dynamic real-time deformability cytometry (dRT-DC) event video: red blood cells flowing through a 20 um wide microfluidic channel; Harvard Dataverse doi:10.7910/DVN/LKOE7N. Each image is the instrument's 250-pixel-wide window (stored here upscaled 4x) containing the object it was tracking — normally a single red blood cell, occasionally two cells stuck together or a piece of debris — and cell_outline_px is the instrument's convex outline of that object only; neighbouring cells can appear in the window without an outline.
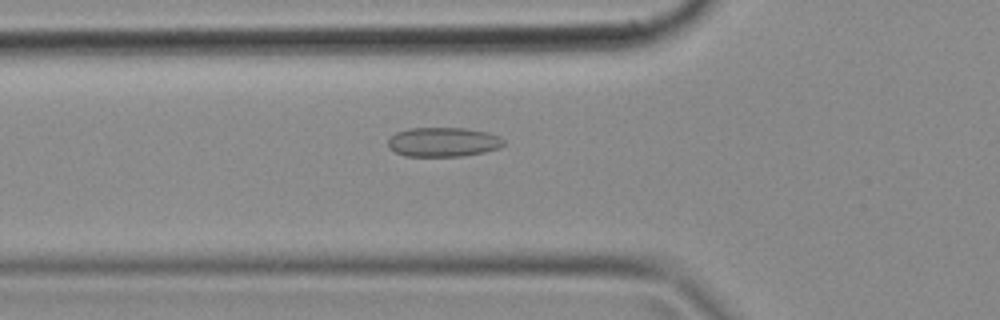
{"species": "common noctule bat (a hibernating species)", "species_latin": "Nyctalus noctula", "temperature_condition": "cold", "stored_images_in_passage": 49, "camera_frame_rate_fps": 3000, "um_per_image_px": 0.085, "animal": {"sex": "female", "body_mass_g": 18.4}, "frame": {"image": 1, "passage_image": 17, "time_ms": 5.333, "image_size_px": [1000, 320], "cell_outline_px": [[504, 144], [500, 148], [484, 152], [460, 156], [404, 156], [388, 148], [388, 140], [396, 132], [408, 128], [468, 128], [488, 132], [500, 136], [504, 140]], "centroid_in_image_um": [37.68, 12.06], "position_along_channel_um": 88.1, "area_um2": 19.94}}
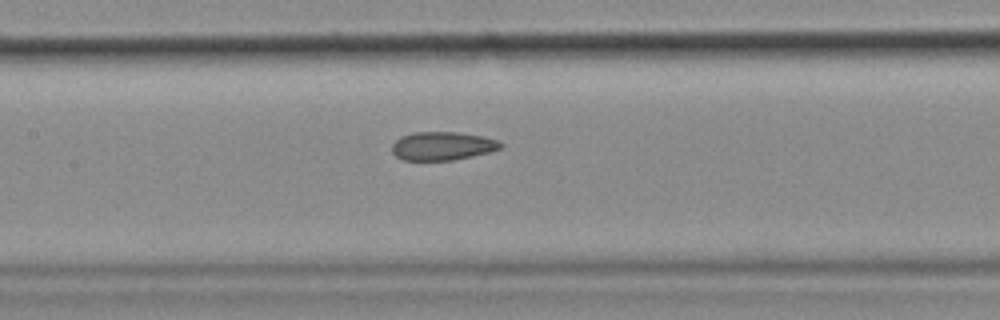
{"frame": {"image": 2, "passage_image": 23, "time_ms": 7.333, "image_size_px": [1000, 320], "cell_outline_px": [[504, 144], [500, 148], [492, 152], [452, 160], [404, 160], [396, 156], [392, 152], [392, 144], [400, 136], [412, 132], [460, 132], [484, 136], [500, 140]], "centroid_in_image_um": [37.64, 12.39], "position_along_channel_um": 169.8, "area_um2": 18.26}}
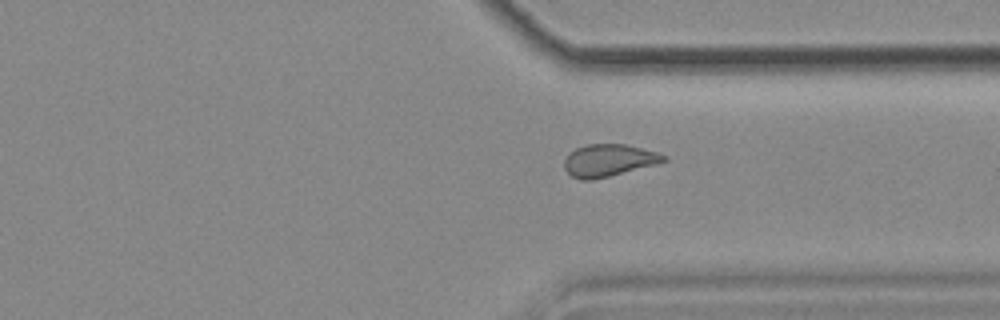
{"frame": {"image": 3, "passage_image": 37, "time_ms": 12.0, "image_size_px": [1000, 320], "cell_outline_px": [[668, 160], [656, 164], [592, 180], [580, 180], [572, 176], [564, 168], [564, 160], [568, 152], [576, 148], [588, 144], [624, 144], [656, 152], [668, 156]], "centroid_in_image_um": [51.71, 13.63], "position_along_channel_um": 359.7, "area_um2": 18.55}}